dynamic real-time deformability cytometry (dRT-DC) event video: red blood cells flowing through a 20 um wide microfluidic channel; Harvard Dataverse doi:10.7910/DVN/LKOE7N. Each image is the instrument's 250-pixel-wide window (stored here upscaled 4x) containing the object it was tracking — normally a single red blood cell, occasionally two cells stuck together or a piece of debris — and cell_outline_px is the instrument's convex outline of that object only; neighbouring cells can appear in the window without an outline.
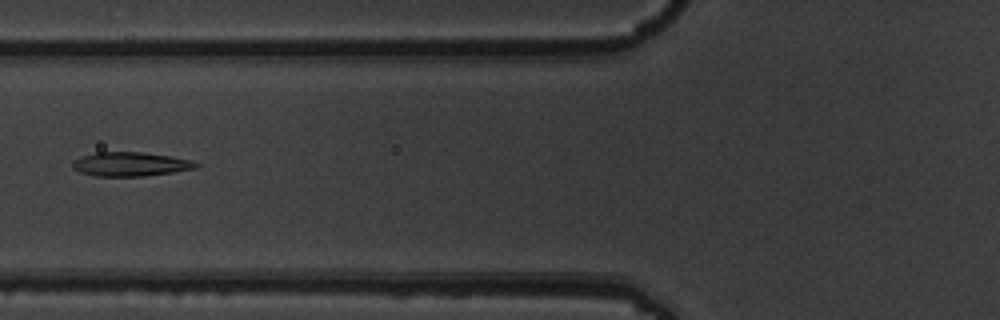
{"species": "common noctule bat (a hibernating species)", "species_latin": "Nyctalus noctula", "temperature_condition": "warm", "stored_images_in_passage": 6, "camera_frame_rate_fps": 3000, "um_per_image_px": 0.085, "animal": {"sex": "male", "body_mass_g": 19.5, "forearm_length_mm": 54.6}, "frame": {"image": 1, "passage_image": 5, "time_ms": 1.333, "image_size_px": [1000, 320], "cell_outline_px": [[200, 164], [196, 168], [172, 172], [144, 176], [96, 176], [80, 172], [72, 168], [72, 160], [80, 156], [96, 152], [144, 152], [172, 156], [192, 160]], "centroid_in_image_um": [11.07, 13.94], "position_along_channel_um": 114.7, "area_um2": 17.46}}
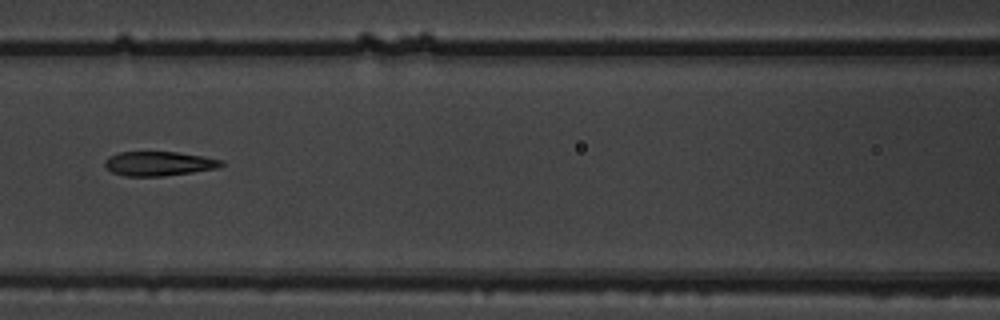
{"frame": {"image": 2, "passage_image": 6, "time_ms": 1.667, "image_size_px": [1000, 320], "cell_outline_px": [[224, 164], [216, 168], [192, 172], [160, 176], [124, 176], [112, 172], [104, 164], [104, 160], [108, 156], [120, 152], [176, 152], [204, 156], [224, 160]], "centroid_in_image_um": [13.49, 13.9], "position_along_channel_um": 153.1, "area_um2": 16.47}}